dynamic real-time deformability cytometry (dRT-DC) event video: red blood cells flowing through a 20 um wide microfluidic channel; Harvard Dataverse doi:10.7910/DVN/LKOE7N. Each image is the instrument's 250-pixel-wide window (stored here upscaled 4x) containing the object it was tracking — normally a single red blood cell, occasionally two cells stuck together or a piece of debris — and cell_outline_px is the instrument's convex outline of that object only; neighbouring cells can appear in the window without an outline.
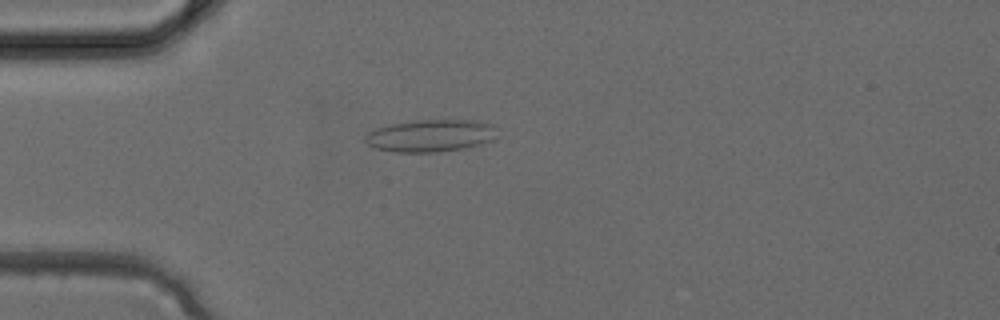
{"species": "common noctule bat (a hibernating species)", "species_latin": "Nyctalus noctula", "temperature_condition": "cold", "stored_images_in_passage": 3, "camera_frame_rate_fps": 3000, "um_per_image_px": 0.085, "animal": {"sex": "female", "body_mass_g": 24.6, "forearm_length_mm": 56.2}, "frame": {"image": 1, "passage_image": 3, "time_ms": 0.667, "image_size_px": [1000, 320], "cell_outline_px": [[496, 140], [464, 148], [440, 152], [396, 152], [376, 148], [368, 144], [364, 140], [364, 136], [368, 132], [376, 128], [392, 124], [412, 120], [480, 120], [492, 124]], "centroid_in_image_um": [36.6, 11.53], "position_along_channel_um": 48.4, "area_um2": 24.91}}